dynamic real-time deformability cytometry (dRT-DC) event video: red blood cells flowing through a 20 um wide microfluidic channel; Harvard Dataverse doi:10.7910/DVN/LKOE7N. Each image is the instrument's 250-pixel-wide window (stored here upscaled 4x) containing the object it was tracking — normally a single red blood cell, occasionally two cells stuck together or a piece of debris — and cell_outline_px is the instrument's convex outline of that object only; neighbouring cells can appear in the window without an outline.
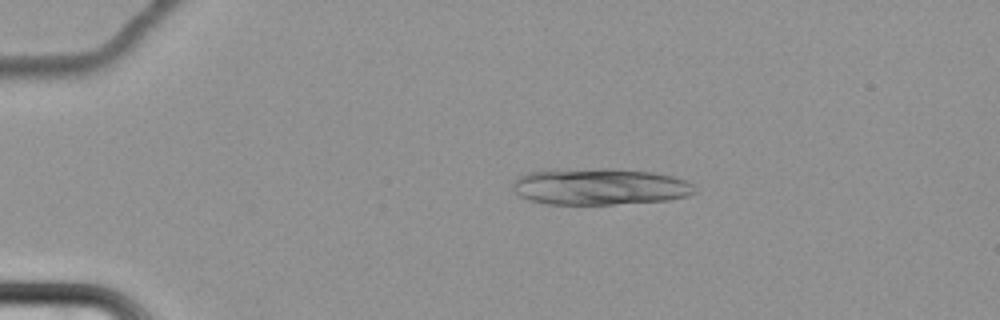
{"species": "common noctule bat (a hibernating species)", "species_latin": "Nyctalus noctula", "temperature_condition": "cold", "stored_images_in_passage": 27, "camera_frame_rate_fps": 3000, "um_per_image_px": 0.085, "animal": {"sex": "female", "body_mass_g": 22.7, "forearm_length_mm": 54.2}, "frame": {"image": 1, "passage_image": 15, "time_ms": 4.667, "image_size_px": [1000, 320], "cell_outline_px": [[696, 192], [688, 196], [668, 200], [616, 204], [548, 204], [532, 200], [520, 196], [512, 188], [512, 184], [520, 176], [528, 172], [548, 168], [616, 168], [652, 172], [672, 176], [684, 180], [692, 184]], "centroid_in_image_um": [50.95, 15.84], "position_along_channel_um": 34.0, "area_um2": 39.25}}